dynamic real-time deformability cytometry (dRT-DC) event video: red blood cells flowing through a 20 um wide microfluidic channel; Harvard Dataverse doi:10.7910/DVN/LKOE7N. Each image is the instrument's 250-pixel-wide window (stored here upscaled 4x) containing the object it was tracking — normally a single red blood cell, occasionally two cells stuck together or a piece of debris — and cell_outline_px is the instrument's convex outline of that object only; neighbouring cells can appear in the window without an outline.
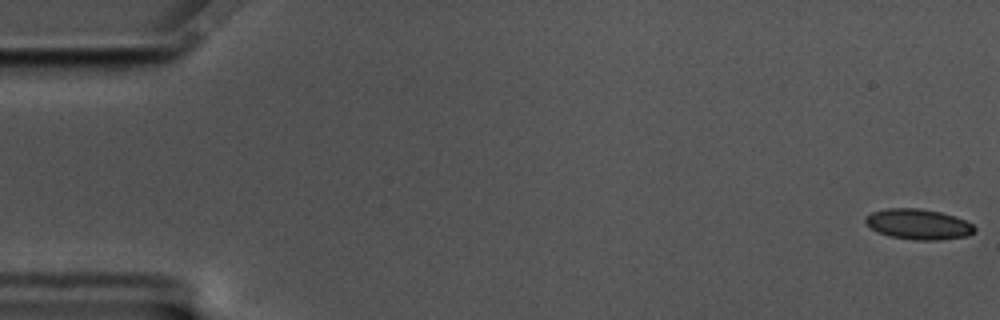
{"species": "common noctule bat (a hibernating species)", "species_latin": "Nyctalus noctula", "temperature_condition": "cold", "stored_images_in_passage": 24, "camera_frame_rate_fps": 3000, "um_per_image_px": 0.085, "animal": {"sex": "male", "body_mass_g": 17.5, "forearm_length_mm": 52.3}, "frame": {"image": 1, "passage_image": 1, "time_ms": 0.0, "image_size_px": [1000, 320], "cell_outline_px": [[976, 228], [968, 236], [940, 240], [916, 240], [892, 236], [880, 232], [872, 228], [864, 220], [864, 216], [872, 212], [888, 208], [920, 208], [940, 212], [956, 216], [972, 224]], "centroid_in_image_um": [78.08, 19.05], "position_along_channel_um": 6.9, "area_um2": 19.19}}
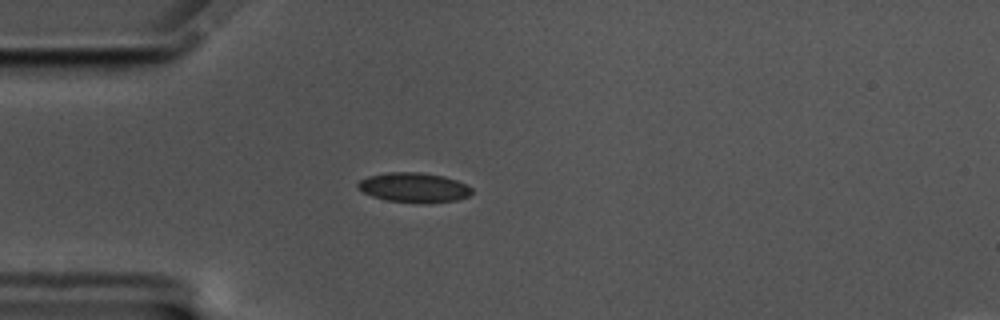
{"frame": {"image": 2, "passage_image": 16, "time_ms": 5.0, "image_size_px": [1000, 320], "cell_outline_px": [[472, 192], [468, 196], [456, 200], [424, 204], [384, 200], [372, 196], [356, 188], [356, 184], [360, 180], [368, 176], [388, 172], [420, 172], [444, 176], [468, 184], [472, 188]], "centroid_in_image_um": [35.18, 15.94], "position_along_channel_um": 49.8, "area_um2": 20.0}}